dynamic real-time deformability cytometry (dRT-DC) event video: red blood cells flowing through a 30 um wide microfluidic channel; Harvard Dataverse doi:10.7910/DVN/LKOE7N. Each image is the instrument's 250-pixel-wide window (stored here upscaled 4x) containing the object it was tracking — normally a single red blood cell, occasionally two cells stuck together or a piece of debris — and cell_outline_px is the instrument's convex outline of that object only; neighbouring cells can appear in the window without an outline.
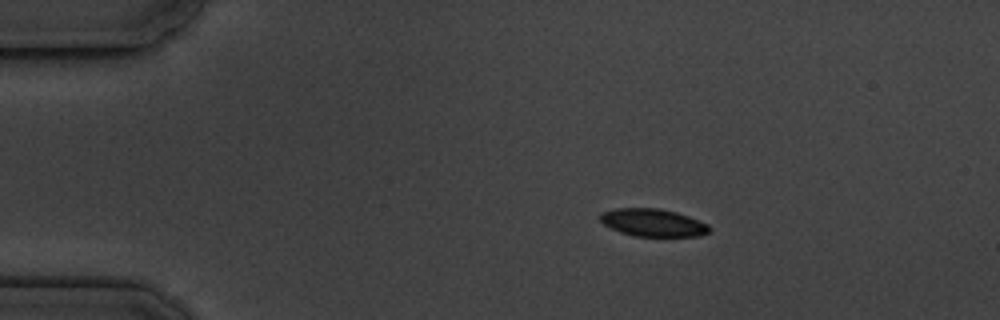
{"species": "common noctule bat (a hibernating species)", "species_latin": "Nyctalus noctula", "temperature_condition": "cold", "stored_images_in_passage": 6, "camera_frame_rate_fps": 3000, "um_per_image_px": 0.085, "animal": {"sex": "male", "body_mass_g": 19.5, "forearm_length_mm": 54.6}, "frame": {"image": 1, "passage_image": 4, "time_ms": 3.333, "image_size_px": [1000, 320], "cell_outline_px": [[712, 228], [708, 232], [700, 236], [636, 236], [620, 232], [604, 224], [600, 220], [600, 212], [616, 208], [660, 208], [676, 212], [688, 216], [708, 224]], "centroid_in_image_um": [55.51, 18.92], "position_along_channel_um": 29.5, "area_um2": 17.57}}